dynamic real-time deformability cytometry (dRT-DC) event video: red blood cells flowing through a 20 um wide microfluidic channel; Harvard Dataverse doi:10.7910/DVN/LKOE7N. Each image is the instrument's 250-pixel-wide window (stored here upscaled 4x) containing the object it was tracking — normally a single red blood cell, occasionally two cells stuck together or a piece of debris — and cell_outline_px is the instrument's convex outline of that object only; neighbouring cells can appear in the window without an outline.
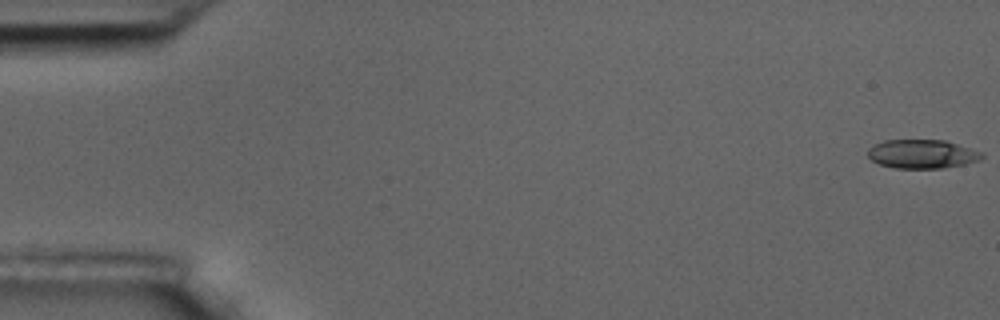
{"species": "common noctule bat (a hibernating species)", "species_latin": "Nyctalus noctula", "temperature_condition": "room temperature", "stored_images_in_passage": 58, "camera_frame_rate_fps": 3000, "um_per_image_px": 0.085, "animal": {"sex": "male", "body_mass_g": 17.5, "forearm_length_mm": 52.3}, "frame": {"image": 1, "passage_image": 1, "time_ms": 0.0, "image_size_px": [1000, 320], "cell_outline_px": [[984, 156], [980, 160], [964, 164], [944, 168], [896, 168], [880, 164], [872, 160], [868, 156], [868, 148], [884, 140], [944, 140], [984, 152]], "centroid_in_image_um": [78.41, 13.09], "position_along_channel_um": 6.6, "area_um2": 19.13}}
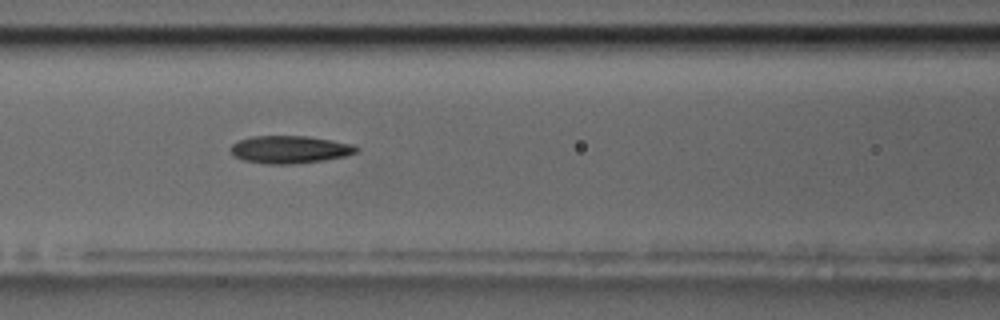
{"frame": {"image": 2, "passage_image": 25, "time_ms": 8.0, "image_size_px": [1000, 320], "cell_outline_px": [[360, 148], [356, 152], [344, 156], [324, 160], [292, 164], [268, 164], [244, 160], [236, 156], [228, 148], [232, 144], [240, 140], [252, 136], [308, 136], [332, 140], [352, 144]], "centroid_in_image_um": [24.63, 12.7], "position_along_channel_um": 142.0, "area_um2": 20.11}}
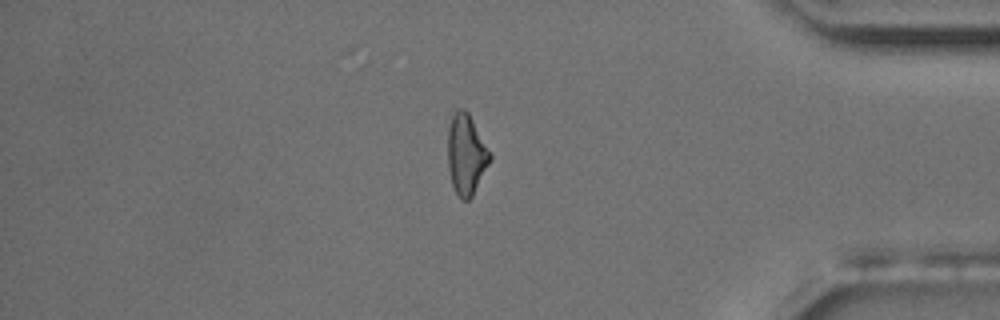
{"frame": {"image": 3, "passage_image": 49, "time_ms": 16.0, "image_size_px": [1000, 320], "cell_outline_px": [[492, 156], [472, 196], [468, 200], [464, 200], [456, 192], [452, 184], [448, 168], [448, 128], [452, 116], [456, 108], [464, 108], [468, 112]], "centroid_in_image_um": [39.6, 13.09], "position_along_channel_um": 395.6, "area_um2": 19.36}, "authors_computed_cell_mechanics": {"area_um2": 19.8254, "velocity_mm_per_s": 3.5407, "shape_relaxation_time_tau1_ms": 9.2922, "shape_relaxation_time_tau2_ms": 4.6612, "deformation_change_tau1": 0.1915, "deformation_change_tau2": 0.1348}}